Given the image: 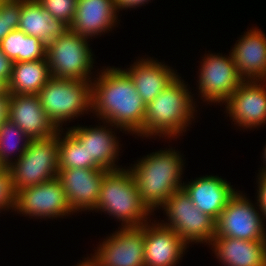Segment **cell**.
Here are the masks:
<instances>
[{
    "label": "cell",
    "instance_id": "1",
    "mask_svg": "<svg viewBox=\"0 0 266 266\" xmlns=\"http://www.w3.org/2000/svg\"><path fill=\"white\" fill-rule=\"evenodd\" d=\"M101 72V73H100ZM92 79V113L115 129L142 136L146 104L121 68L106 67Z\"/></svg>",
    "mask_w": 266,
    "mask_h": 266
},
{
    "label": "cell",
    "instance_id": "2",
    "mask_svg": "<svg viewBox=\"0 0 266 266\" xmlns=\"http://www.w3.org/2000/svg\"><path fill=\"white\" fill-rule=\"evenodd\" d=\"M180 154L172 147L159 150L142 157L129 168L141 200L152 213L183 188L181 178L185 163Z\"/></svg>",
    "mask_w": 266,
    "mask_h": 266
},
{
    "label": "cell",
    "instance_id": "3",
    "mask_svg": "<svg viewBox=\"0 0 266 266\" xmlns=\"http://www.w3.org/2000/svg\"><path fill=\"white\" fill-rule=\"evenodd\" d=\"M178 75L154 100L146 105L142 138L152 136L177 138L195 120L196 101Z\"/></svg>",
    "mask_w": 266,
    "mask_h": 266
},
{
    "label": "cell",
    "instance_id": "4",
    "mask_svg": "<svg viewBox=\"0 0 266 266\" xmlns=\"http://www.w3.org/2000/svg\"><path fill=\"white\" fill-rule=\"evenodd\" d=\"M92 211L113 216L122 222L121 227H140L153 215L141 200L131 171L123 167L105 175L99 200Z\"/></svg>",
    "mask_w": 266,
    "mask_h": 266
},
{
    "label": "cell",
    "instance_id": "5",
    "mask_svg": "<svg viewBox=\"0 0 266 266\" xmlns=\"http://www.w3.org/2000/svg\"><path fill=\"white\" fill-rule=\"evenodd\" d=\"M38 97L48 119L58 130L63 129L64 122L92 111V80L51 76L40 89Z\"/></svg>",
    "mask_w": 266,
    "mask_h": 266
},
{
    "label": "cell",
    "instance_id": "6",
    "mask_svg": "<svg viewBox=\"0 0 266 266\" xmlns=\"http://www.w3.org/2000/svg\"><path fill=\"white\" fill-rule=\"evenodd\" d=\"M59 138L31 139L28 148L7 168L15 191L41 184L57 177Z\"/></svg>",
    "mask_w": 266,
    "mask_h": 266
},
{
    "label": "cell",
    "instance_id": "7",
    "mask_svg": "<svg viewBox=\"0 0 266 266\" xmlns=\"http://www.w3.org/2000/svg\"><path fill=\"white\" fill-rule=\"evenodd\" d=\"M87 40L68 30L46 45V60L52 77L91 80L94 55Z\"/></svg>",
    "mask_w": 266,
    "mask_h": 266
},
{
    "label": "cell",
    "instance_id": "8",
    "mask_svg": "<svg viewBox=\"0 0 266 266\" xmlns=\"http://www.w3.org/2000/svg\"><path fill=\"white\" fill-rule=\"evenodd\" d=\"M160 209H164L168 217V223L162 220V224L173 229L188 245L212 243L216 235L215 220L201 212L183 188L174 192Z\"/></svg>",
    "mask_w": 266,
    "mask_h": 266
},
{
    "label": "cell",
    "instance_id": "9",
    "mask_svg": "<svg viewBox=\"0 0 266 266\" xmlns=\"http://www.w3.org/2000/svg\"><path fill=\"white\" fill-rule=\"evenodd\" d=\"M239 192L230 199L215 221L216 235L247 241H266L262 211L256 210L257 207L247 196Z\"/></svg>",
    "mask_w": 266,
    "mask_h": 266
},
{
    "label": "cell",
    "instance_id": "10",
    "mask_svg": "<svg viewBox=\"0 0 266 266\" xmlns=\"http://www.w3.org/2000/svg\"><path fill=\"white\" fill-rule=\"evenodd\" d=\"M207 56V57H206ZM203 56L198 76V90L203 101L225 103L244 81L237 72L231 53L223 56L220 53Z\"/></svg>",
    "mask_w": 266,
    "mask_h": 266
},
{
    "label": "cell",
    "instance_id": "11",
    "mask_svg": "<svg viewBox=\"0 0 266 266\" xmlns=\"http://www.w3.org/2000/svg\"><path fill=\"white\" fill-rule=\"evenodd\" d=\"M118 229L106 237L87 259L94 266H145L144 224Z\"/></svg>",
    "mask_w": 266,
    "mask_h": 266
},
{
    "label": "cell",
    "instance_id": "12",
    "mask_svg": "<svg viewBox=\"0 0 266 266\" xmlns=\"http://www.w3.org/2000/svg\"><path fill=\"white\" fill-rule=\"evenodd\" d=\"M14 211L36 219L62 218L75 213L57 177L16 191Z\"/></svg>",
    "mask_w": 266,
    "mask_h": 266
},
{
    "label": "cell",
    "instance_id": "13",
    "mask_svg": "<svg viewBox=\"0 0 266 266\" xmlns=\"http://www.w3.org/2000/svg\"><path fill=\"white\" fill-rule=\"evenodd\" d=\"M266 81L244 80L225 102L226 113L240 128L266 124ZM265 123V124H264Z\"/></svg>",
    "mask_w": 266,
    "mask_h": 266
},
{
    "label": "cell",
    "instance_id": "14",
    "mask_svg": "<svg viewBox=\"0 0 266 266\" xmlns=\"http://www.w3.org/2000/svg\"><path fill=\"white\" fill-rule=\"evenodd\" d=\"M108 169L71 168L59 169L57 178L67 196L70 208L77 213L79 210H93L99 200L100 189Z\"/></svg>",
    "mask_w": 266,
    "mask_h": 266
},
{
    "label": "cell",
    "instance_id": "15",
    "mask_svg": "<svg viewBox=\"0 0 266 266\" xmlns=\"http://www.w3.org/2000/svg\"><path fill=\"white\" fill-rule=\"evenodd\" d=\"M155 222L144 224L145 266H176L189 245L173 229Z\"/></svg>",
    "mask_w": 266,
    "mask_h": 266
},
{
    "label": "cell",
    "instance_id": "16",
    "mask_svg": "<svg viewBox=\"0 0 266 266\" xmlns=\"http://www.w3.org/2000/svg\"><path fill=\"white\" fill-rule=\"evenodd\" d=\"M9 119L30 139L48 138L58 131L48 119L38 94H11Z\"/></svg>",
    "mask_w": 266,
    "mask_h": 266
},
{
    "label": "cell",
    "instance_id": "17",
    "mask_svg": "<svg viewBox=\"0 0 266 266\" xmlns=\"http://www.w3.org/2000/svg\"><path fill=\"white\" fill-rule=\"evenodd\" d=\"M237 41L229 53L240 77L248 81H266L265 33L252 27Z\"/></svg>",
    "mask_w": 266,
    "mask_h": 266
},
{
    "label": "cell",
    "instance_id": "18",
    "mask_svg": "<svg viewBox=\"0 0 266 266\" xmlns=\"http://www.w3.org/2000/svg\"><path fill=\"white\" fill-rule=\"evenodd\" d=\"M117 12L115 0H77L75 17L69 30L87 39L102 36L103 32L108 33L117 26Z\"/></svg>",
    "mask_w": 266,
    "mask_h": 266
},
{
    "label": "cell",
    "instance_id": "19",
    "mask_svg": "<svg viewBox=\"0 0 266 266\" xmlns=\"http://www.w3.org/2000/svg\"><path fill=\"white\" fill-rule=\"evenodd\" d=\"M104 123L109 125L110 128L106 125L95 127H82L77 125L67 129L85 145L86 151L88 152V160H93L101 169H121V167L119 168V166L115 164L119 159L118 153L120 152V147L115 131H112L114 125L107 122Z\"/></svg>",
    "mask_w": 266,
    "mask_h": 266
},
{
    "label": "cell",
    "instance_id": "20",
    "mask_svg": "<svg viewBox=\"0 0 266 266\" xmlns=\"http://www.w3.org/2000/svg\"><path fill=\"white\" fill-rule=\"evenodd\" d=\"M230 184L221 176L206 175L187 184L183 181V189L201 212L216 221L226 204L238 191H235Z\"/></svg>",
    "mask_w": 266,
    "mask_h": 266
},
{
    "label": "cell",
    "instance_id": "21",
    "mask_svg": "<svg viewBox=\"0 0 266 266\" xmlns=\"http://www.w3.org/2000/svg\"><path fill=\"white\" fill-rule=\"evenodd\" d=\"M154 58H140L124 71L131 78L139 96L148 105L178 76L177 72Z\"/></svg>",
    "mask_w": 266,
    "mask_h": 266
},
{
    "label": "cell",
    "instance_id": "22",
    "mask_svg": "<svg viewBox=\"0 0 266 266\" xmlns=\"http://www.w3.org/2000/svg\"><path fill=\"white\" fill-rule=\"evenodd\" d=\"M224 266H266V241H247L215 235L210 244Z\"/></svg>",
    "mask_w": 266,
    "mask_h": 266
},
{
    "label": "cell",
    "instance_id": "23",
    "mask_svg": "<svg viewBox=\"0 0 266 266\" xmlns=\"http://www.w3.org/2000/svg\"><path fill=\"white\" fill-rule=\"evenodd\" d=\"M18 29L48 45L64 35L69 26L54 18L37 0H23Z\"/></svg>",
    "mask_w": 266,
    "mask_h": 266
},
{
    "label": "cell",
    "instance_id": "24",
    "mask_svg": "<svg viewBox=\"0 0 266 266\" xmlns=\"http://www.w3.org/2000/svg\"><path fill=\"white\" fill-rule=\"evenodd\" d=\"M50 77L46 59L16 62L7 90L10 94H38Z\"/></svg>",
    "mask_w": 266,
    "mask_h": 266
},
{
    "label": "cell",
    "instance_id": "25",
    "mask_svg": "<svg viewBox=\"0 0 266 266\" xmlns=\"http://www.w3.org/2000/svg\"><path fill=\"white\" fill-rule=\"evenodd\" d=\"M2 52L14 63L46 59V44L16 29L0 41Z\"/></svg>",
    "mask_w": 266,
    "mask_h": 266
},
{
    "label": "cell",
    "instance_id": "26",
    "mask_svg": "<svg viewBox=\"0 0 266 266\" xmlns=\"http://www.w3.org/2000/svg\"><path fill=\"white\" fill-rule=\"evenodd\" d=\"M63 132V129H59L56 132L59 138V169H71L74 167L88 169L99 168L93 160H88V152L86 151L85 145L69 129L66 133Z\"/></svg>",
    "mask_w": 266,
    "mask_h": 266
},
{
    "label": "cell",
    "instance_id": "27",
    "mask_svg": "<svg viewBox=\"0 0 266 266\" xmlns=\"http://www.w3.org/2000/svg\"><path fill=\"white\" fill-rule=\"evenodd\" d=\"M30 141L31 139L20 127L10 119L6 120L0 126V166L2 168H8L13 163L12 153L14 154L17 151V159L14 156V160H18L28 148Z\"/></svg>",
    "mask_w": 266,
    "mask_h": 266
},
{
    "label": "cell",
    "instance_id": "28",
    "mask_svg": "<svg viewBox=\"0 0 266 266\" xmlns=\"http://www.w3.org/2000/svg\"><path fill=\"white\" fill-rule=\"evenodd\" d=\"M23 0H4L0 7V41L18 29Z\"/></svg>",
    "mask_w": 266,
    "mask_h": 266
},
{
    "label": "cell",
    "instance_id": "29",
    "mask_svg": "<svg viewBox=\"0 0 266 266\" xmlns=\"http://www.w3.org/2000/svg\"><path fill=\"white\" fill-rule=\"evenodd\" d=\"M54 18L62 20L69 27L75 17L77 0H37Z\"/></svg>",
    "mask_w": 266,
    "mask_h": 266
},
{
    "label": "cell",
    "instance_id": "30",
    "mask_svg": "<svg viewBox=\"0 0 266 266\" xmlns=\"http://www.w3.org/2000/svg\"><path fill=\"white\" fill-rule=\"evenodd\" d=\"M15 196L11 173L7 168H2L0 170V213L1 210H14Z\"/></svg>",
    "mask_w": 266,
    "mask_h": 266
},
{
    "label": "cell",
    "instance_id": "31",
    "mask_svg": "<svg viewBox=\"0 0 266 266\" xmlns=\"http://www.w3.org/2000/svg\"><path fill=\"white\" fill-rule=\"evenodd\" d=\"M258 177V190H257V201L255 204L259 210L262 211L264 219H266V172H259Z\"/></svg>",
    "mask_w": 266,
    "mask_h": 266
},
{
    "label": "cell",
    "instance_id": "32",
    "mask_svg": "<svg viewBox=\"0 0 266 266\" xmlns=\"http://www.w3.org/2000/svg\"><path fill=\"white\" fill-rule=\"evenodd\" d=\"M13 61L10 60L0 48V79L6 84L9 83L12 76Z\"/></svg>",
    "mask_w": 266,
    "mask_h": 266
},
{
    "label": "cell",
    "instance_id": "33",
    "mask_svg": "<svg viewBox=\"0 0 266 266\" xmlns=\"http://www.w3.org/2000/svg\"><path fill=\"white\" fill-rule=\"evenodd\" d=\"M11 94L7 90L0 95V126L9 119V101Z\"/></svg>",
    "mask_w": 266,
    "mask_h": 266
},
{
    "label": "cell",
    "instance_id": "34",
    "mask_svg": "<svg viewBox=\"0 0 266 266\" xmlns=\"http://www.w3.org/2000/svg\"><path fill=\"white\" fill-rule=\"evenodd\" d=\"M151 0H115V4L117 6V11L119 12L122 9L127 10V8H136L137 6H143L144 4H148Z\"/></svg>",
    "mask_w": 266,
    "mask_h": 266
},
{
    "label": "cell",
    "instance_id": "35",
    "mask_svg": "<svg viewBox=\"0 0 266 266\" xmlns=\"http://www.w3.org/2000/svg\"><path fill=\"white\" fill-rule=\"evenodd\" d=\"M7 91V84L0 79V95Z\"/></svg>",
    "mask_w": 266,
    "mask_h": 266
},
{
    "label": "cell",
    "instance_id": "36",
    "mask_svg": "<svg viewBox=\"0 0 266 266\" xmlns=\"http://www.w3.org/2000/svg\"><path fill=\"white\" fill-rule=\"evenodd\" d=\"M263 151H264V152H262L263 156H261V157H263L262 160L264 161L263 164L265 163V167H263L262 170L260 169L259 172H266V145L263 148Z\"/></svg>",
    "mask_w": 266,
    "mask_h": 266
},
{
    "label": "cell",
    "instance_id": "37",
    "mask_svg": "<svg viewBox=\"0 0 266 266\" xmlns=\"http://www.w3.org/2000/svg\"><path fill=\"white\" fill-rule=\"evenodd\" d=\"M76 266H94L87 258L77 263Z\"/></svg>",
    "mask_w": 266,
    "mask_h": 266
},
{
    "label": "cell",
    "instance_id": "38",
    "mask_svg": "<svg viewBox=\"0 0 266 266\" xmlns=\"http://www.w3.org/2000/svg\"><path fill=\"white\" fill-rule=\"evenodd\" d=\"M3 1H4V0H0V7L2 6Z\"/></svg>",
    "mask_w": 266,
    "mask_h": 266
}]
</instances>
